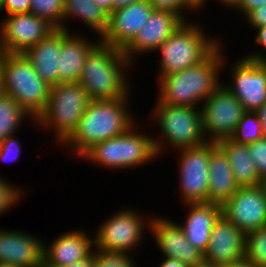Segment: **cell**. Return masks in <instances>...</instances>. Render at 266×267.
<instances>
[{"label":"cell","mask_w":266,"mask_h":267,"mask_svg":"<svg viewBox=\"0 0 266 267\" xmlns=\"http://www.w3.org/2000/svg\"><path fill=\"white\" fill-rule=\"evenodd\" d=\"M221 41L201 62L162 76L157 82L156 103L200 108L222 84L224 47ZM223 43V44H222ZM222 71V72H221Z\"/></svg>","instance_id":"obj_1"},{"label":"cell","mask_w":266,"mask_h":267,"mask_svg":"<svg viewBox=\"0 0 266 267\" xmlns=\"http://www.w3.org/2000/svg\"><path fill=\"white\" fill-rule=\"evenodd\" d=\"M131 101L132 98L91 100L77 129L61 147L79 159L93 145L125 133L139 119Z\"/></svg>","instance_id":"obj_2"},{"label":"cell","mask_w":266,"mask_h":267,"mask_svg":"<svg viewBox=\"0 0 266 267\" xmlns=\"http://www.w3.org/2000/svg\"><path fill=\"white\" fill-rule=\"evenodd\" d=\"M133 66L122 50L100 40L88 53L78 83L90 100L134 98Z\"/></svg>","instance_id":"obj_3"},{"label":"cell","mask_w":266,"mask_h":267,"mask_svg":"<svg viewBox=\"0 0 266 267\" xmlns=\"http://www.w3.org/2000/svg\"><path fill=\"white\" fill-rule=\"evenodd\" d=\"M143 125L136 123L125 133L93 145L78 160L98 165L110 172L134 170L142 165L152 164L159 159L153 136L146 129L138 130ZM122 169V171H121Z\"/></svg>","instance_id":"obj_4"},{"label":"cell","mask_w":266,"mask_h":267,"mask_svg":"<svg viewBox=\"0 0 266 267\" xmlns=\"http://www.w3.org/2000/svg\"><path fill=\"white\" fill-rule=\"evenodd\" d=\"M150 113L146 120H150L159 133L157 138L153 137L158 157L165 155V150L169 152L168 148L174 152L208 142L203 132L201 108L155 103Z\"/></svg>","instance_id":"obj_5"},{"label":"cell","mask_w":266,"mask_h":267,"mask_svg":"<svg viewBox=\"0 0 266 267\" xmlns=\"http://www.w3.org/2000/svg\"><path fill=\"white\" fill-rule=\"evenodd\" d=\"M203 26L201 20L184 22L159 46L155 52L160 55L156 81L198 64L222 41L216 35L210 36Z\"/></svg>","instance_id":"obj_6"},{"label":"cell","mask_w":266,"mask_h":267,"mask_svg":"<svg viewBox=\"0 0 266 267\" xmlns=\"http://www.w3.org/2000/svg\"><path fill=\"white\" fill-rule=\"evenodd\" d=\"M90 101V97L78 82L53 85L46 109L37 118L35 127L40 128L38 131L53 134L52 141L57 143L55 145L59 149L77 129Z\"/></svg>","instance_id":"obj_7"},{"label":"cell","mask_w":266,"mask_h":267,"mask_svg":"<svg viewBox=\"0 0 266 267\" xmlns=\"http://www.w3.org/2000/svg\"><path fill=\"white\" fill-rule=\"evenodd\" d=\"M2 92L34 119L46 109L51 86L43 81L24 54L2 53Z\"/></svg>","instance_id":"obj_8"},{"label":"cell","mask_w":266,"mask_h":267,"mask_svg":"<svg viewBox=\"0 0 266 267\" xmlns=\"http://www.w3.org/2000/svg\"><path fill=\"white\" fill-rule=\"evenodd\" d=\"M119 208L110 214V217L107 216L106 220L103 219L97 229H93L96 230L93 233L94 249L135 255L137 248L142 247L145 237L150 234V225L154 214L147 213L149 215L147 217L136 207L131 206L130 208V205Z\"/></svg>","instance_id":"obj_9"},{"label":"cell","mask_w":266,"mask_h":267,"mask_svg":"<svg viewBox=\"0 0 266 267\" xmlns=\"http://www.w3.org/2000/svg\"><path fill=\"white\" fill-rule=\"evenodd\" d=\"M224 55L222 69L229 71L228 81H222L245 111L256 112L266 102V65L258 59L238 57L235 61H227ZM230 62V64L228 63ZM226 65V66H225Z\"/></svg>","instance_id":"obj_10"},{"label":"cell","mask_w":266,"mask_h":267,"mask_svg":"<svg viewBox=\"0 0 266 267\" xmlns=\"http://www.w3.org/2000/svg\"><path fill=\"white\" fill-rule=\"evenodd\" d=\"M178 156V192L181 204L207 203L209 187L210 141L198 146L180 149Z\"/></svg>","instance_id":"obj_11"},{"label":"cell","mask_w":266,"mask_h":267,"mask_svg":"<svg viewBox=\"0 0 266 267\" xmlns=\"http://www.w3.org/2000/svg\"><path fill=\"white\" fill-rule=\"evenodd\" d=\"M203 132L210 142L230 138L246 112L232 92L221 84L201 105Z\"/></svg>","instance_id":"obj_12"},{"label":"cell","mask_w":266,"mask_h":267,"mask_svg":"<svg viewBox=\"0 0 266 267\" xmlns=\"http://www.w3.org/2000/svg\"><path fill=\"white\" fill-rule=\"evenodd\" d=\"M1 17L0 50L2 53L23 54L56 30L47 20L33 13Z\"/></svg>","instance_id":"obj_13"},{"label":"cell","mask_w":266,"mask_h":267,"mask_svg":"<svg viewBox=\"0 0 266 267\" xmlns=\"http://www.w3.org/2000/svg\"><path fill=\"white\" fill-rule=\"evenodd\" d=\"M221 214L245 234L266 225V184L242 186L221 206Z\"/></svg>","instance_id":"obj_14"},{"label":"cell","mask_w":266,"mask_h":267,"mask_svg":"<svg viewBox=\"0 0 266 267\" xmlns=\"http://www.w3.org/2000/svg\"><path fill=\"white\" fill-rule=\"evenodd\" d=\"M183 23L184 21L172 12L153 10L145 25L122 52L133 65H136L137 57L155 54L159 46Z\"/></svg>","instance_id":"obj_15"},{"label":"cell","mask_w":266,"mask_h":267,"mask_svg":"<svg viewBox=\"0 0 266 267\" xmlns=\"http://www.w3.org/2000/svg\"><path fill=\"white\" fill-rule=\"evenodd\" d=\"M171 218L154 215L151 220L150 238L154 239L160 255L178 259L188 266L202 262L204 254L189 243L176 220Z\"/></svg>","instance_id":"obj_16"},{"label":"cell","mask_w":266,"mask_h":267,"mask_svg":"<svg viewBox=\"0 0 266 267\" xmlns=\"http://www.w3.org/2000/svg\"><path fill=\"white\" fill-rule=\"evenodd\" d=\"M0 227V263L39 267L44 260V240L24 230Z\"/></svg>","instance_id":"obj_17"},{"label":"cell","mask_w":266,"mask_h":267,"mask_svg":"<svg viewBox=\"0 0 266 267\" xmlns=\"http://www.w3.org/2000/svg\"><path fill=\"white\" fill-rule=\"evenodd\" d=\"M153 10L149 0H142L112 11L108 29L100 40L123 50L145 25Z\"/></svg>","instance_id":"obj_18"},{"label":"cell","mask_w":266,"mask_h":267,"mask_svg":"<svg viewBox=\"0 0 266 267\" xmlns=\"http://www.w3.org/2000/svg\"><path fill=\"white\" fill-rule=\"evenodd\" d=\"M246 234L222 214L213 224L204 260L217 267L240 260L245 254Z\"/></svg>","instance_id":"obj_19"},{"label":"cell","mask_w":266,"mask_h":267,"mask_svg":"<svg viewBox=\"0 0 266 267\" xmlns=\"http://www.w3.org/2000/svg\"><path fill=\"white\" fill-rule=\"evenodd\" d=\"M80 228L62 232L52 242L44 239V260L56 267H66L88 258L94 251V237Z\"/></svg>","instance_id":"obj_20"},{"label":"cell","mask_w":266,"mask_h":267,"mask_svg":"<svg viewBox=\"0 0 266 267\" xmlns=\"http://www.w3.org/2000/svg\"><path fill=\"white\" fill-rule=\"evenodd\" d=\"M71 33L62 29V47L59 57L58 84L78 82L90 50L100 41L90 34ZM91 38V39H90Z\"/></svg>","instance_id":"obj_21"},{"label":"cell","mask_w":266,"mask_h":267,"mask_svg":"<svg viewBox=\"0 0 266 267\" xmlns=\"http://www.w3.org/2000/svg\"><path fill=\"white\" fill-rule=\"evenodd\" d=\"M183 222L177 224L183 230L186 239L203 254L206 252L214 222L221 215V206L213 203H188Z\"/></svg>","instance_id":"obj_22"},{"label":"cell","mask_w":266,"mask_h":267,"mask_svg":"<svg viewBox=\"0 0 266 267\" xmlns=\"http://www.w3.org/2000/svg\"><path fill=\"white\" fill-rule=\"evenodd\" d=\"M239 187L227 154L217 142H210L208 202L222 206Z\"/></svg>","instance_id":"obj_23"},{"label":"cell","mask_w":266,"mask_h":267,"mask_svg":"<svg viewBox=\"0 0 266 267\" xmlns=\"http://www.w3.org/2000/svg\"><path fill=\"white\" fill-rule=\"evenodd\" d=\"M62 47V29H56L47 38L29 48L25 57L40 78L50 86L58 84L59 57Z\"/></svg>","instance_id":"obj_24"},{"label":"cell","mask_w":266,"mask_h":267,"mask_svg":"<svg viewBox=\"0 0 266 267\" xmlns=\"http://www.w3.org/2000/svg\"><path fill=\"white\" fill-rule=\"evenodd\" d=\"M72 19L81 22L79 25L83 24L85 28L90 29L94 38L95 36L101 38L109 25V15L93 0H64L63 30L75 33V29L73 31L69 28L68 21L71 23Z\"/></svg>","instance_id":"obj_25"},{"label":"cell","mask_w":266,"mask_h":267,"mask_svg":"<svg viewBox=\"0 0 266 267\" xmlns=\"http://www.w3.org/2000/svg\"><path fill=\"white\" fill-rule=\"evenodd\" d=\"M217 144L227 154L233 175L240 187L262 184L247 144L237 143L230 138L221 139Z\"/></svg>","instance_id":"obj_26"},{"label":"cell","mask_w":266,"mask_h":267,"mask_svg":"<svg viewBox=\"0 0 266 267\" xmlns=\"http://www.w3.org/2000/svg\"><path fill=\"white\" fill-rule=\"evenodd\" d=\"M31 121L36 124L30 114L12 97L5 93L0 94V142L6 137L19 133L23 123ZM23 124V125H22Z\"/></svg>","instance_id":"obj_27"},{"label":"cell","mask_w":266,"mask_h":267,"mask_svg":"<svg viewBox=\"0 0 266 267\" xmlns=\"http://www.w3.org/2000/svg\"><path fill=\"white\" fill-rule=\"evenodd\" d=\"M262 124L257 112L246 111L230 139L237 143L251 144L264 138Z\"/></svg>","instance_id":"obj_28"},{"label":"cell","mask_w":266,"mask_h":267,"mask_svg":"<svg viewBox=\"0 0 266 267\" xmlns=\"http://www.w3.org/2000/svg\"><path fill=\"white\" fill-rule=\"evenodd\" d=\"M244 257L256 267L266 265V225L246 234Z\"/></svg>","instance_id":"obj_29"},{"label":"cell","mask_w":266,"mask_h":267,"mask_svg":"<svg viewBox=\"0 0 266 267\" xmlns=\"http://www.w3.org/2000/svg\"><path fill=\"white\" fill-rule=\"evenodd\" d=\"M64 0H30V11L47 20L56 29H63Z\"/></svg>","instance_id":"obj_30"},{"label":"cell","mask_w":266,"mask_h":267,"mask_svg":"<svg viewBox=\"0 0 266 267\" xmlns=\"http://www.w3.org/2000/svg\"><path fill=\"white\" fill-rule=\"evenodd\" d=\"M0 175V216L11 212L14 206H18L23 197L26 196V189L20 185L9 182ZM17 185V186H16ZM25 190V191H24Z\"/></svg>","instance_id":"obj_31"},{"label":"cell","mask_w":266,"mask_h":267,"mask_svg":"<svg viewBox=\"0 0 266 267\" xmlns=\"http://www.w3.org/2000/svg\"><path fill=\"white\" fill-rule=\"evenodd\" d=\"M134 256L94 249V267H138Z\"/></svg>","instance_id":"obj_32"},{"label":"cell","mask_w":266,"mask_h":267,"mask_svg":"<svg viewBox=\"0 0 266 267\" xmlns=\"http://www.w3.org/2000/svg\"><path fill=\"white\" fill-rule=\"evenodd\" d=\"M154 10L168 11L178 15L184 22H189L190 14L195 11L186 3L185 0H149ZM188 11V12H187ZM189 13V18L187 14Z\"/></svg>","instance_id":"obj_33"},{"label":"cell","mask_w":266,"mask_h":267,"mask_svg":"<svg viewBox=\"0 0 266 267\" xmlns=\"http://www.w3.org/2000/svg\"><path fill=\"white\" fill-rule=\"evenodd\" d=\"M248 149L262 184H266V137L248 144Z\"/></svg>","instance_id":"obj_34"},{"label":"cell","mask_w":266,"mask_h":267,"mask_svg":"<svg viewBox=\"0 0 266 267\" xmlns=\"http://www.w3.org/2000/svg\"><path fill=\"white\" fill-rule=\"evenodd\" d=\"M16 134L6 137L2 142H0V161L15 162L17 161L22 152V145ZM8 164V163H7Z\"/></svg>","instance_id":"obj_35"},{"label":"cell","mask_w":266,"mask_h":267,"mask_svg":"<svg viewBox=\"0 0 266 267\" xmlns=\"http://www.w3.org/2000/svg\"><path fill=\"white\" fill-rule=\"evenodd\" d=\"M252 30H255V33L253 35L255 36L254 39V45H257L259 47V51H257V46L256 49L254 48V51L250 50L247 54H245V58L248 59H262L264 55H266V25L258 27V28H253ZM256 50V51H255ZM263 50V52H262ZM265 51V52H264Z\"/></svg>","instance_id":"obj_36"},{"label":"cell","mask_w":266,"mask_h":267,"mask_svg":"<svg viewBox=\"0 0 266 267\" xmlns=\"http://www.w3.org/2000/svg\"><path fill=\"white\" fill-rule=\"evenodd\" d=\"M4 11L7 15L29 13L30 11V0H4L2 12Z\"/></svg>","instance_id":"obj_37"},{"label":"cell","mask_w":266,"mask_h":267,"mask_svg":"<svg viewBox=\"0 0 266 267\" xmlns=\"http://www.w3.org/2000/svg\"><path fill=\"white\" fill-rule=\"evenodd\" d=\"M246 21V25L250 28H258L266 25V5H262L259 8L251 11L243 21Z\"/></svg>","instance_id":"obj_38"},{"label":"cell","mask_w":266,"mask_h":267,"mask_svg":"<svg viewBox=\"0 0 266 267\" xmlns=\"http://www.w3.org/2000/svg\"><path fill=\"white\" fill-rule=\"evenodd\" d=\"M262 5H266V0H241L232 12L236 11V14H241V19H244L251 11Z\"/></svg>","instance_id":"obj_39"},{"label":"cell","mask_w":266,"mask_h":267,"mask_svg":"<svg viewBox=\"0 0 266 267\" xmlns=\"http://www.w3.org/2000/svg\"><path fill=\"white\" fill-rule=\"evenodd\" d=\"M157 267H188V265L178 259L162 256Z\"/></svg>","instance_id":"obj_40"},{"label":"cell","mask_w":266,"mask_h":267,"mask_svg":"<svg viewBox=\"0 0 266 267\" xmlns=\"http://www.w3.org/2000/svg\"><path fill=\"white\" fill-rule=\"evenodd\" d=\"M186 3L195 11V14L197 15L198 11L203 12L205 10V6L208 2V0H185ZM204 7V8H203Z\"/></svg>","instance_id":"obj_41"},{"label":"cell","mask_w":266,"mask_h":267,"mask_svg":"<svg viewBox=\"0 0 266 267\" xmlns=\"http://www.w3.org/2000/svg\"><path fill=\"white\" fill-rule=\"evenodd\" d=\"M217 267H256L252 263H250L245 257L240 260L233 261L227 264H222Z\"/></svg>","instance_id":"obj_42"},{"label":"cell","mask_w":266,"mask_h":267,"mask_svg":"<svg viewBox=\"0 0 266 267\" xmlns=\"http://www.w3.org/2000/svg\"><path fill=\"white\" fill-rule=\"evenodd\" d=\"M66 267H94V251L88 258H85L84 260L73 263Z\"/></svg>","instance_id":"obj_43"},{"label":"cell","mask_w":266,"mask_h":267,"mask_svg":"<svg viewBox=\"0 0 266 267\" xmlns=\"http://www.w3.org/2000/svg\"><path fill=\"white\" fill-rule=\"evenodd\" d=\"M96 5L102 8L108 15L113 11V0H93Z\"/></svg>","instance_id":"obj_44"},{"label":"cell","mask_w":266,"mask_h":267,"mask_svg":"<svg viewBox=\"0 0 266 267\" xmlns=\"http://www.w3.org/2000/svg\"><path fill=\"white\" fill-rule=\"evenodd\" d=\"M256 112L260 118L264 136L266 137V102Z\"/></svg>","instance_id":"obj_45"},{"label":"cell","mask_w":266,"mask_h":267,"mask_svg":"<svg viewBox=\"0 0 266 267\" xmlns=\"http://www.w3.org/2000/svg\"><path fill=\"white\" fill-rule=\"evenodd\" d=\"M142 0H113V11Z\"/></svg>","instance_id":"obj_46"},{"label":"cell","mask_w":266,"mask_h":267,"mask_svg":"<svg viewBox=\"0 0 266 267\" xmlns=\"http://www.w3.org/2000/svg\"><path fill=\"white\" fill-rule=\"evenodd\" d=\"M215 1L217 3H219V6H220V3H221L222 7L225 6V7L229 8V10L231 8H232L231 10H233L241 0H215ZM213 2H214V0H213Z\"/></svg>","instance_id":"obj_47"},{"label":"cell","mask_w":266,"mask_h":267,"mask_svg":"<svg viewBox=\"0 0 266 267\" xmlns=\"http://www.w3.org/2000/svg\"><path fill=\"white\" fill-rule=\"evenodd\" d=\"M188 267H215L212 264H210L209 262L203 260L200 263L197 264H193V265H189Z\"/></svg>","instance_id":"obj_48"},{"label":"cell","mask_w":266,"mask_h":267,"mask_svg":"<svg viewBox=\"0 0 266 267\" xmlns=\"http://www.w3.org/2000/svg\"><path fill=\"white\" fill-rule=\"evenodd\" d=\"M39 267H56V266L51 265L50 263H48L45 260H43V262L40 264Z\"/></svg>","instance_id":"obj_49"},{"label":"cell","mask_w":266,"mask_h":267,"mask_svg":"<svg viewBox=\"0 0 266 267\" xmlns=\"http://www.w3.org/2000/svg\"><path fill=\"white\" fill-rule=\"evenodd\" d=\"M0 267H19V266H14V265H10V264L0 263Z\"/></svg>","instance_id":"obj_50"},{"label":"cell","mask_w":266,"mask_h":267,"mask_svg":"<svg viewBox=\"0 0 266 267\" xmlns=\"http://www.w3.org/2000/svg\"><path fill=\"white\" fill-rule=\"evenodd\" d=\"M3 4H4V0H0V12H2Z\"/></svg>","instance_id":"obj_51"},{"label":"cell","mask_w":266,"mask_h":267,"mask_svg":"<svg viewBox=\"0 0 266 267\" xmlns=\"http://www.w3.org/2000/svg\"><path fill=\"white\" fill-rule=\"evenodd\" d=\"M260 60L266 65V55H264V57H262Z\"/></svg>","instance_id":"obj_52"}]
</instances>
